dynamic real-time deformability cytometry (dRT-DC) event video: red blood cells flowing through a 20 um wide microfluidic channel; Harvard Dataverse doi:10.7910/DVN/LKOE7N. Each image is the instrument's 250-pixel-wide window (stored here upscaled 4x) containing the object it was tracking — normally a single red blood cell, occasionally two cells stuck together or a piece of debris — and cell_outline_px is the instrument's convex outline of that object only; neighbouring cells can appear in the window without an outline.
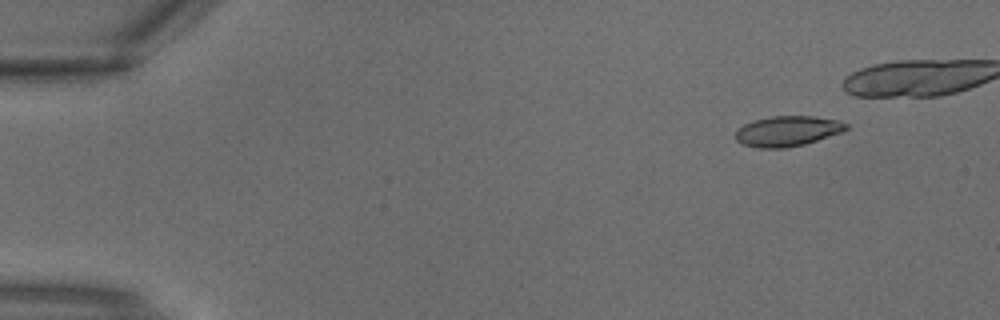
{"species": "common noctule bat (a hibernating species)", "species_latin": "Nyctalus noctula", "temperature_condition": "warm", "stored_images_in_passage": 3, "camera_frame_rate_fps": 3000, "um_per_image_px": 0.085, "animal": {"sex": "male", "body_mass_g": 18.8}, "frame": {"image": 1, "passage_image": 1, "time_ms": 0.0, "image_size_px": [1000, 320], "cell_outline_px": [[848, 128], [844, 132], [804, 144], [784, 148], [760, 148], [744, 144], [736, 140], [736, 132], [744, 124], [756, 120], [772, 116], [812, 116], [836, 120], [848, 124]], "centroid_in_image_um": [66.97, 11.14], "position_along_channel_um": 18.0, "area_um2": 19.31}}